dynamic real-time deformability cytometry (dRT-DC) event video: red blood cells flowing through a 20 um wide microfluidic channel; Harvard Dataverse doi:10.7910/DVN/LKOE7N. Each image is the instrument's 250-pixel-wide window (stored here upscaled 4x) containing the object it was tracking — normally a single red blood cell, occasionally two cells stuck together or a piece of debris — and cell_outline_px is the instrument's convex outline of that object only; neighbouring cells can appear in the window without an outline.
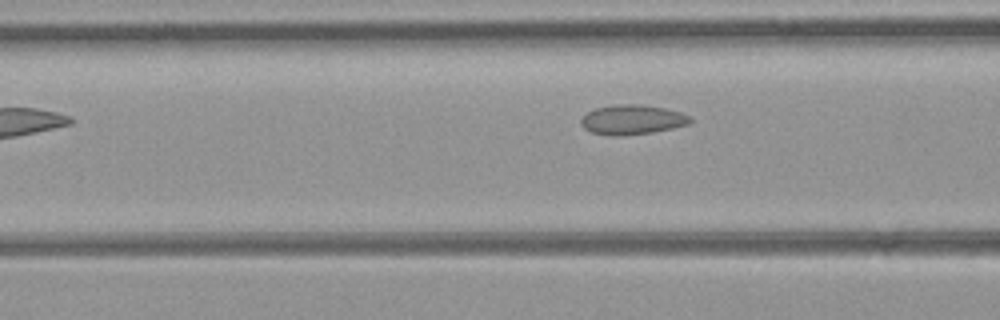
{"species": "common noctule bat (a hibernating species)", "species_latin": "Nyctalus noctula", "temperature_condition": "room temperature", "stored_images_in_passage": 6, "camera_frame_rate_fps": 3000, "um_per_image_px": 0.085, "animal": {"sex": "female", "body_mass_g": 21.9}, "frame": {"image": 1, "passage_image": 4, "time_ms": 1.0, "image_size_px": [1000, 320], "cell_outline_px": [[692, 120], [688, 124], [672, 128], [652, 132], [624, 136], [612, 136], [592, 132], [584, 128], [580, 124], [580, 120], [588, 112], [596, 108], [612, 104], [644, 104], [664, 108], [680, 112], [692, 116]], "centroid_in_image_um": [53.74, 10.16], "position_along_channel_um": 112.9, "area_um2": 19.02}}